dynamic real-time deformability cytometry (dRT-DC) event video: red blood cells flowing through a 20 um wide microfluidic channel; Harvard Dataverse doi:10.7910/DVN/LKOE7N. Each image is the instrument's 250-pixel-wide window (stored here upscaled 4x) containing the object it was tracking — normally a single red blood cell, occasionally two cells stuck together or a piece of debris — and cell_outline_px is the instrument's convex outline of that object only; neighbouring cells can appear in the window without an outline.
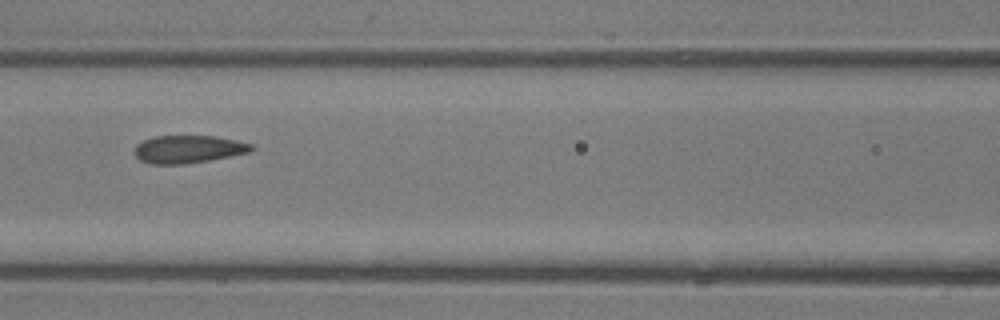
{"species": "common noctule bat (a hibernating species)", "species_latin": "Nyctalus noctula", "temperature_condition": "room temperature", "stored_images_in_passage": 7, "camera_frame_rate_fps": 3000, "um_per_image_px": 0.085, "animal": {"sex": "male", "body_mass_g": 13.3}, "frame": {"image": 1, "passage_image": 6, "time_ms": 6.0, "image_size_px": [1000, 320], "cell_outline_px": [[256, 148], [248, 152], [208, 160], [184, 164], [148, 164], [140, 160], [132, 152], [136, 144], [144, 140], [156, 136], [216, 136], [236, 140], [252, 144]], "centroid_in_image_um": [15.96, 12.68], "position_along_channel_um": 150.6, "area_um2": 18.9}}
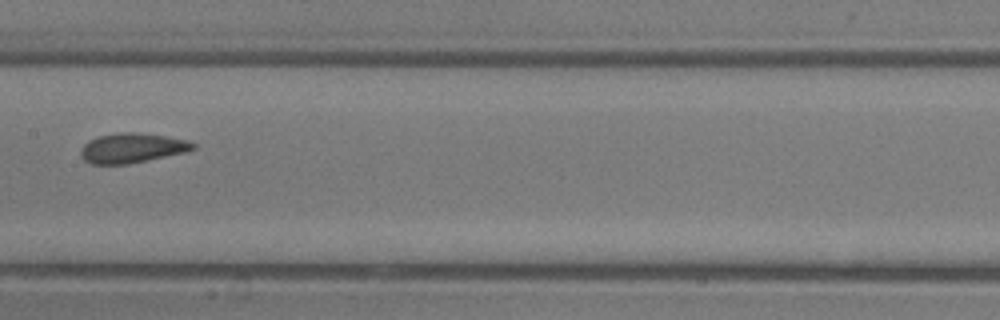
{"frame": {"image": 2, "passage_image": 7, "time_ms": 7.0, "image_size_px": [1000, 320], "cell_outline_px": [[196, 148], [188, 152], [128, 164], [92, 164], [84, 160], [80, 156], [80, 152], [84, 144], [88, 140], [100, 136], [120, 132], [136, 132], [164, 136], [188, 140], [196, 144]], "centroid_in_image_um": [11.24, 12.58], "position_along_channel_um": 196.2, "area_um2": 19.54}}